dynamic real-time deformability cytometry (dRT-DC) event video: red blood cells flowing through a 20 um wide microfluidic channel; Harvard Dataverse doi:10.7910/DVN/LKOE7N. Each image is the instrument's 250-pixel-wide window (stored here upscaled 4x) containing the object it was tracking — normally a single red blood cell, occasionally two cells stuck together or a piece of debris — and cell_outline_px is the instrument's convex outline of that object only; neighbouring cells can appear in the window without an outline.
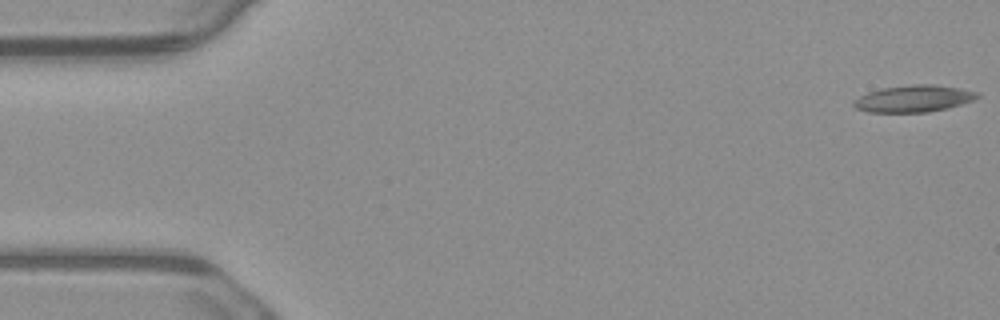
{"species": "common noctule bat (a hibernating species)", "species_latin": "Nyctalus noctula", "temperature_condition": "warm", "stored_images_in_passage": 4, "camera_frame_rate_fps": 3000, "um_per_image_px": 0.085, "animal": {"sex": "male", "body_mass_g": 23.1, "forearm_length_mm": 52.7}, "frame": {"image": 1, "passage_image": 1, "time_ms": 0.0, "image_size_px": [1000, 320], "cell_outline_px": [[980, 96], [972, 100], [948, 108], [928, 112], [868, 112], [856, 108], [852, 104], [852, 100], [868, 92], [880, 88], [912, 84], [936, 84], [960, 88], [980, 92]], "centroid_in_image_um": [77.66, 8.37], "position_along_channel_um": 7.3, "area_um2": 19.48}}